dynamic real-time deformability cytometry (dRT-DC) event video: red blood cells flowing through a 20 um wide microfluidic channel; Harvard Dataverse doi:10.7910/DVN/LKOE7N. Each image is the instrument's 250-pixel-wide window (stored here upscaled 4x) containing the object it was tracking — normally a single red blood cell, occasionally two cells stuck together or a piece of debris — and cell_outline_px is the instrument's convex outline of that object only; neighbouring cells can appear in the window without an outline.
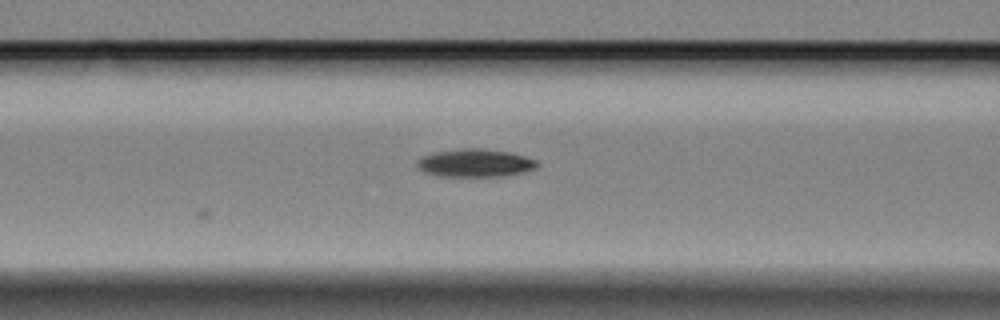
{"species": "Egyptian fruit bat (a non-hibernating species)", "species_latin": "Rousettus aegyptiacus", "temperature_condition": "cold", "stored_images_in_passage": 8, "camera_frame_rate_fps": 3000, "um_per_image_px": 0.085, "animal": {"sex": "female"}, "frame": {"image": 1, "passage_image": 8, "time_ms": 2.333, "image_size_px": [1000, 320], "cell_outline_px": [[540, 164], [536, 168], [524, 172], [508, 176], [436, 176], [424, 172], [416, 168], [416, 160], [424, 156], [436, 152], [460, 148], [480, 148], [508, 152], [524, 156], [536, 160]], "centroid_in_image_um": [40.37, 13.86], "position_along_channel_um": 126.2, "area_um2": 19.71}}